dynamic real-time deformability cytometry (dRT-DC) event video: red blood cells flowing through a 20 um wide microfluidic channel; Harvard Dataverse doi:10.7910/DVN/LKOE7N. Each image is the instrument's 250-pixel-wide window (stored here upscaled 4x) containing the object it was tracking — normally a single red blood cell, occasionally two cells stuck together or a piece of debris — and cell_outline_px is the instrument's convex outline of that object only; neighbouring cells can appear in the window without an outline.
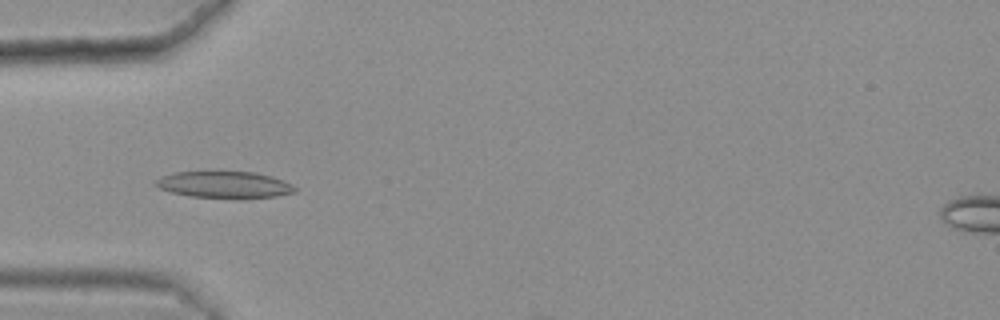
{"species": "common noctule bat (a hibernating species)", "species_latin": "Nyctalus noctula", "temperature_condition": "warm", "stored_images_in_passage": 21, "camera_frame_rate_fps": 3000, "um_per_image_px": 0.085, "animal": {"sex": "female", "body_mass_g": 25.1}, "frame": {"image": 1, "passage_image": 18, "time_ms": 5.667, "image_size_px": [1000, 320], "cell_outline_px": [[296, 192], [276, 196], [240, 200], [232, 200], [188, 196], [172, 192], [160, 188], [152, 184], [156, 180], [164, 176], [176, 172], [256, 172], [272, 176], [284, 180], [292, 184], [296, 188]], "centroid_in_image_um": [19.13, 15.73], "position_along_channel_um": 65.9, "area_um2": 22.2}}